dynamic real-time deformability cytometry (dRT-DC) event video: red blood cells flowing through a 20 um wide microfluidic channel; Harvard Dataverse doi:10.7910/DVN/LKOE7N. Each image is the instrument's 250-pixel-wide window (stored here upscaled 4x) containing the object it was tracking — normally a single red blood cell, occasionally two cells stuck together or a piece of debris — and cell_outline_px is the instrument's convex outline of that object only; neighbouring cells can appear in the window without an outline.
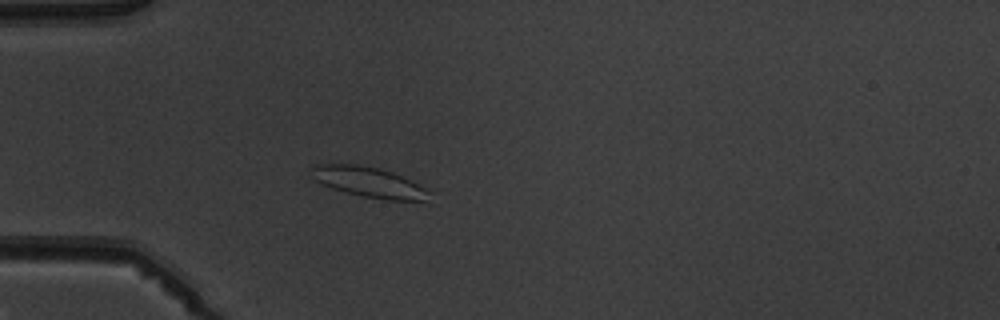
{"species": "common noctule bat (a hibernating species)", "species_latin": "Nyctalus noctula", "temperature_condition": "warm", "stored_images_in_passage": 5, "camera_frame_rate_fps": 3000, "um_per_image_px": 0.085, "animal": {"sex": "male", "body_mass_g": 19.5, "forearm_length_mm": 54.6}, "frame": {"image": 1, "passage_image": 5, "time_ms": 4.667, "image_size_px": [1000, 320], "cell_outline_px": [[428, 192], [424, 200], [384, 200], [364, 196], [332, 188], [320, 184], [316, 180], [308, 164], [356, 164], [376, 168], [392, 172], [424, 188]], "centroid_in_image_um": [31.24, 15.46], "position_along_channel_um": 53.8, "area_um2": 20.17}}